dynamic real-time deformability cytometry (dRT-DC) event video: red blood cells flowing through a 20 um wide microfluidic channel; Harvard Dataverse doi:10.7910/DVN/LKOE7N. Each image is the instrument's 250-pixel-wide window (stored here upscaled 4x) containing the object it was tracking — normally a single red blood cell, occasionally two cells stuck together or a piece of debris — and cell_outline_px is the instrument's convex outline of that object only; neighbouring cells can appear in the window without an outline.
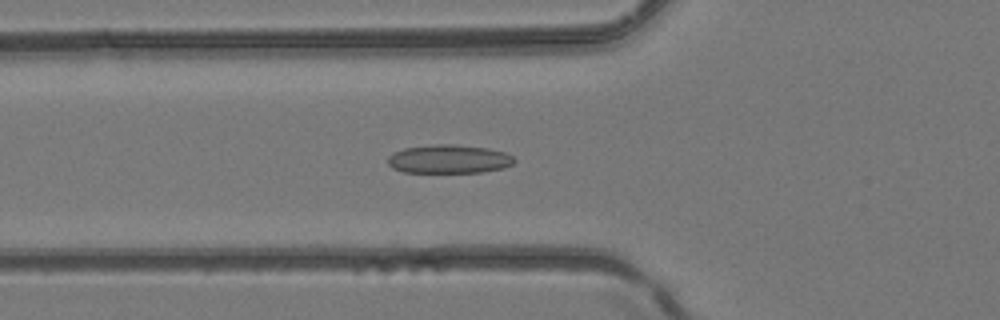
{"species": "common noctule bat (a hibernating species)", "species_latin": "Nyctalus noctula", "temperature_condition": "room temperature", "stored_images_in_passage": 43, "camera_frame_rate_fps": 3000, "um_per_image_px": 0.085, "animal": {"sex": "female", "body_mass_g": 24.6, "forearm_length_mm": 56.2}, "frame": {"image": 1, "passage_image": 16, "time_ms": 5.0, "image_size_px": [1000, 320], "cell_outline_px": [[516, 160], [512, 164], [504, 168], [480, 172], [404, 172], [392, 168], [388, 164], [388, 156], [392, 152], [404, 148], [436, 144], [452, 144], [488, 148], [504, 152], [512, 156]], "centroid_in_image_um": [38.14, 13.52], "position_along_channel_um": 87.7, "area_um2": 21.1}}
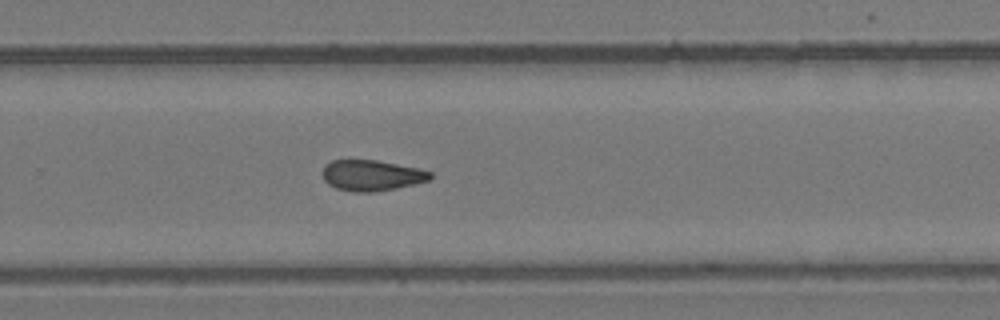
{"frame": {"image": 2, "passage_image": 29, "time_ms": 9.333, "image_size_px": [1000, 320], "cell_outline_px": [[432, 180], [416, 184], [396, 188], [372, 192], [352, 192], [336, 188], [328, 184], [324, 180], [320, 172], [324, 164], [332, 160], [376, 160], [420, 168], [432, 172]], "centroid_in_image_um": [31.58, 14.91], "position_along_channel_um": 298.2, "area_um2": 19.71}}
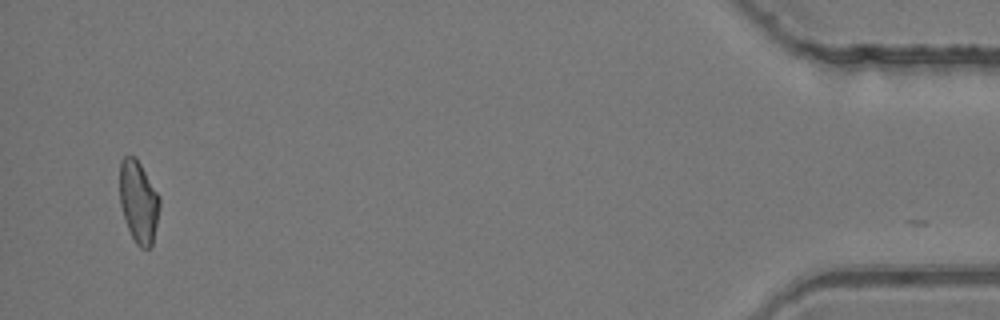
{"frame": {"image": 3, "passage_image": 42, "time_ms": 13.667, "image_size_px": [1000, 320], "cell_outline_px": [[160, 204], [152, 244], [148, 248], [140, 248], [136, 244], [124, 220], [120, 204], [120, 160], [124, 156], [136, 156], [160, 196]], "centroid_in_image_um": [11.77, 17.12], "position_along_channel_um": 423.4, "area_um2": 19.13}}